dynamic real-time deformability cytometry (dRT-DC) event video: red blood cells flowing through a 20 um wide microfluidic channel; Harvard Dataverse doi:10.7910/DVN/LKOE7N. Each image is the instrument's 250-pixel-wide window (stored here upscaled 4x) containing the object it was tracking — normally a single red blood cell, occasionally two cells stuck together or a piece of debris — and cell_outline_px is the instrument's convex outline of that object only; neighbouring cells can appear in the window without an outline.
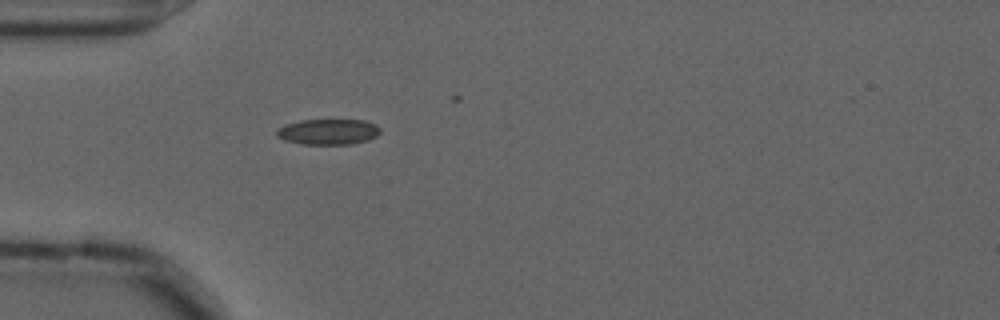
{"species": "common noctule bat (a hibernating species)", "species_latin": "Nyctalus noctula", "temperature_condition": "cold", "stored_images_in_passage": 6, "camera_frame_rate_fps": 3000, "um_per_image_px": 0.085, "animal": {"sex": "male", "forearm_length_mm": 52.5}, "frame": {"image": 1, "passage_image": 1, "time_ms": 0.0, "image_size_px": [1000, 320], "cell_outline_px": [[380, 132], [376, 136], [368, 140], [352, 144], [300, 144], [284, 140], [276, 136], [276, 132], [284, 124], [300, 120], [364, 120], [376, 124], [380, 128]], "centroid_in_image_um": [27.9, 11.2], "position_along_channel_um": 57.1, "area_um2": 15.55}}
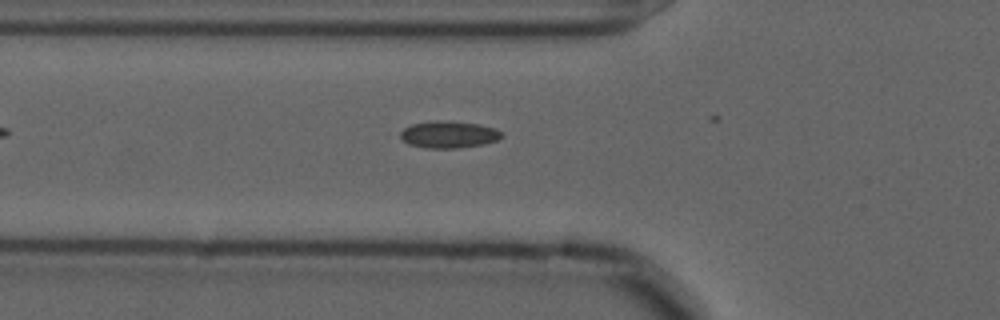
{"frame": {"image": 2, "passage_image": 4, "time_ms": 1.0, "image_size_px": [1000, 320], "cell_outline_px": [[504, 136], [496, 140], [484, 144], [456, 148], [424, 148], [408, 144], [400, 136], [400, 132], [404, 128], [412, 124], [436, 120], [440, 120], [480, 124], [496, 128], [504, 132]], "centroid_in_image_um": [38.17, 11.43], "position_along_channel_um": 87.6, "area_um2": 16.01}}